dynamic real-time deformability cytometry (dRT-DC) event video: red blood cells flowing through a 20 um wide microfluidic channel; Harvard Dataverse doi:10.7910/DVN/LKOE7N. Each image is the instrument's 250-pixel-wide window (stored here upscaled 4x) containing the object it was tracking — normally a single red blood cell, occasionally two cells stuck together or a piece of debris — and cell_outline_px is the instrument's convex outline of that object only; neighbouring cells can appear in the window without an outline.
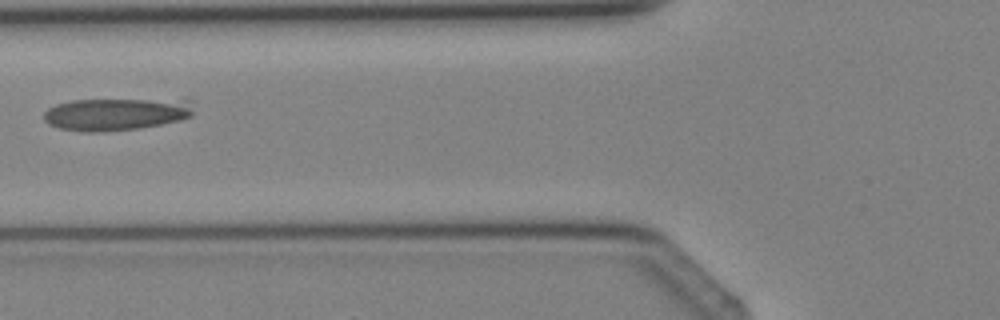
{"species": "Egyptian fruit bat (a non-hibernating species)", "species_latin": "Rousettus aegyptiacus", "temperature_condition": "cold", "stored_images_in_passage": 4, "camera_frame_rate_fps": 3000, "um_per_image_px": 0.085, "animal": {"sex": "female"}, "frame": {"image": 1, "passage_image": 4, "time_ms": 4.333, "image_size_px": [1000, 320], "cell_outline_px": [[192, 116], [180, 120], [140, 128], [100, 132], [88, 132], [60, 128], [48, 124], [44, 120], [44, 112], [48, 108], [56, 104], [72, 100], [192, 100]], "centroid_in_image_um": [9.84, 9.71], "position_along_channel_um": 116.0, "area_um2": 28.03}}